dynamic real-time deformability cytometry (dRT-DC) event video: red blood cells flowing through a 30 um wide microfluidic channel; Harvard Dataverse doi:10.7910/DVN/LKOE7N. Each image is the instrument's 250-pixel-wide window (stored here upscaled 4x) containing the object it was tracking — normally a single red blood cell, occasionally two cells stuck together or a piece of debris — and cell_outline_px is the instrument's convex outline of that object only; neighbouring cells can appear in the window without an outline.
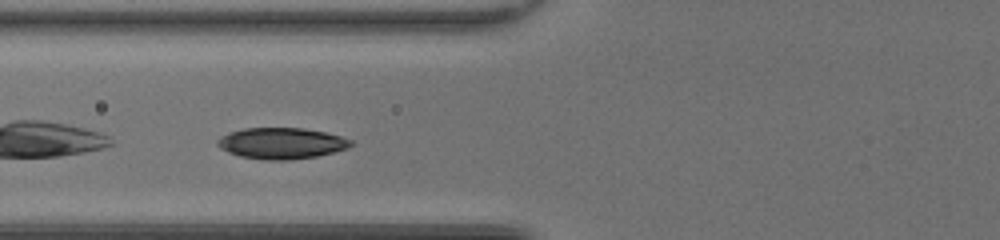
{"species": "common noctule bat (a hibernating species)", "species_latin": "Nyctalus noctula", "temperature_condition": "room temperature", "stored_images_in_passage": 38, "camera_frame_rate_fps": 3000, "um_per_image_px": 0.085, "animal": {"sex": "female", "body_mass_g": 20.0, "forearm_length_mm": 54.0}, "frame": {"image": 1, "passage_image": 12, "time_ms": 3.667, "image_size_px": [1000, 240], "cell_outline_px": [[356, 144], [348, 148], [316, 156], [288, 160], [264, 160], [240, 156], [228, 152], [220, 148], [216, 144], [216, 140], [220, 136], [228, 132], [244, 128], [304, 128], [328, 132], [352, 140]], "centroid_in_image_um": [23.92, 12.17], "position_along_channel_um": 101.9, "area_um2": 24.45}}
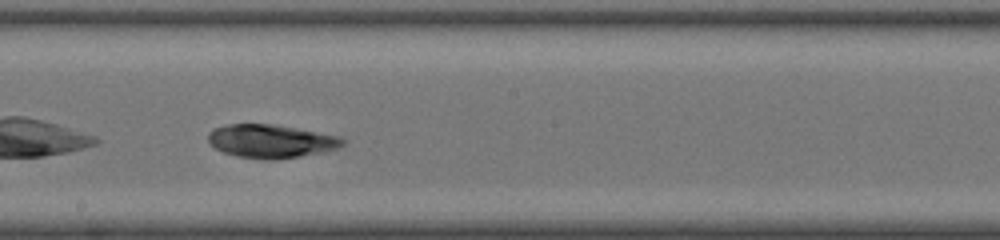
{"frame": {"image": 2, "passage_image": 21, "time_ms": 6.667, "image_size_px": [1000, 240], "cell_outline_px": [[348, 140], [340, 148], [324, 152], [300, 156], [272, 160], [236, 156], [224, 152], [216, 148], [208, 140], [208, 132], [212, 128], [228, 124], [272, 124], [296, 128], [340, 136]], "centroid_in_image_um": [23.07, 11.99], "position_along_channel_um": 225.1, "area_um2": 26.24}}
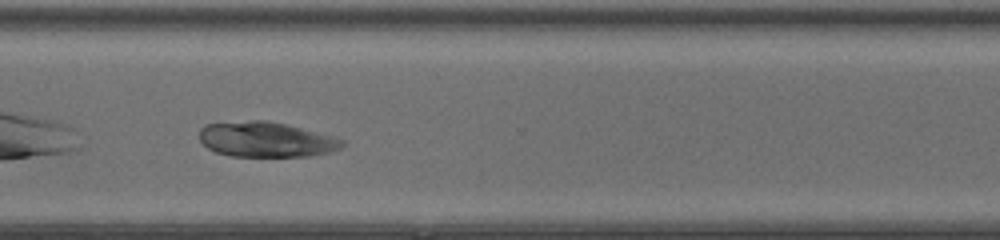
{"frame": {"image": 3, "passage_image": 30, "time_ms": 9.667, "image_size_px": [1000, 240], "cell_outline_px": [[344, 144], [340, 148], [328, 152], [308, 156], [232, 156], [216, 152], [208, 148], [200, 140], [200, 128], [204, 124], [252, 120], [264, 120], [288, 124], [332, 136], [344, 140]], "centroid_in_image_um": [22.6, 11.85], "position_along_channel_um": 348.0, "area_um2": 29.13}, "authors_computed_cell_mechanics": {"area_um2": 26.877, "velocity_mm_per_s": 4.1067, "shape_relaxation_time_tau1_ms": 1.904, "shape_relaxation_time_tau2_ms": 1.162, "deformation_change_tau1": 0.0357, "deformation_change_tau2": 0.0454}}